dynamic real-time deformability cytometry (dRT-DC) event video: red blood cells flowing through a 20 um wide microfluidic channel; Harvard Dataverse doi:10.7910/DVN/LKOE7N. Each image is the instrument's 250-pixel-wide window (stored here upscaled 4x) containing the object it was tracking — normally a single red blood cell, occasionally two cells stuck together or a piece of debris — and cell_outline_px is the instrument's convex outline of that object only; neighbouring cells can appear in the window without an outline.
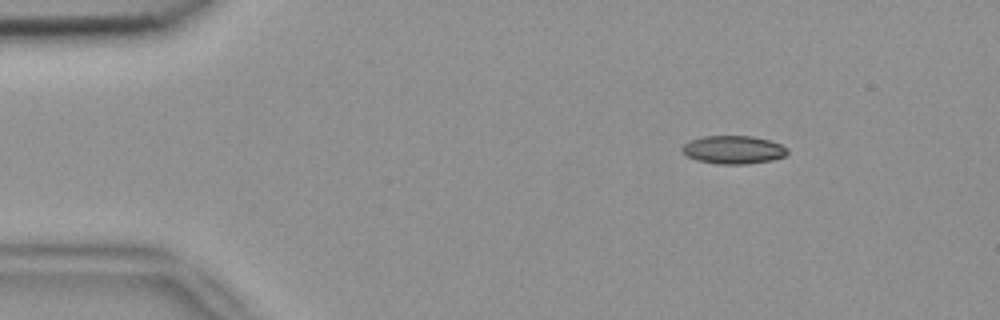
{"species": "common noctule bat (a hibernating species)", "species_latin": "Nyctalus noctula", "temperature_condition": "room temperature", "stored_images_in_passage": 4, "camera_frame_rate_fps": 3000, "um_per_image_px": 0.085, "animal": {"sex": "female", "body_mass_g": 18.4}, "frame": {"image": 1, "passage_image": 1, "time_ms": 0.0, "image_size_px": [1000, 320], "cell_outline_px": [[788, 152], [784, 156], [772, 160], [744, 164], [720, 164], [696, 160], [688, 156], [680, 148], [684, 144], [692, 140], [704, 136], [752, 136], [768, 140], [780, 144], [788, 148]], "centroid_in_image_um": [62.35, 12.73], "position_along_channel_um": 22.7, "area_um2": 17.11}}
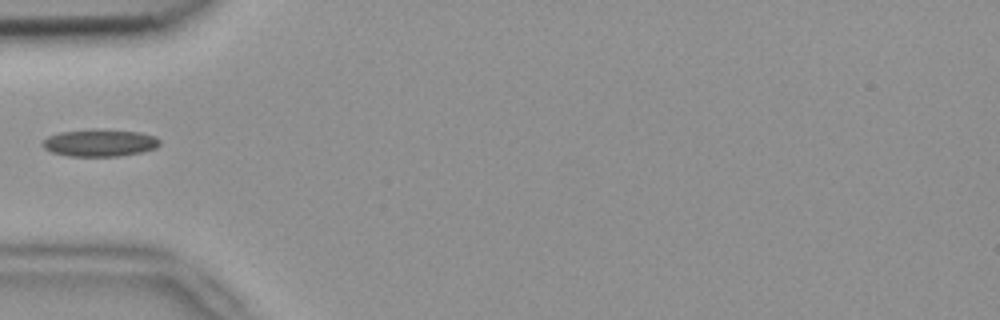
{"frame": {"image": 2, "passage_image": 4, "time_ms": 1.0, "image_size_px": [1000, 320], "cell_outline_px": [[160, 144], [156, 148], [140, 152], [120, 156], [68, 156], [52, 152], [44, 148], [40, 144], [48, 136], [60, 132], [92, 128], [96, 128], [140, 132], [156, 136], [160, 140]], "centroid_in_image_um": [8.48, 12.12], "position_along_channel_um": 76.5, "area_um2": 18.84}}